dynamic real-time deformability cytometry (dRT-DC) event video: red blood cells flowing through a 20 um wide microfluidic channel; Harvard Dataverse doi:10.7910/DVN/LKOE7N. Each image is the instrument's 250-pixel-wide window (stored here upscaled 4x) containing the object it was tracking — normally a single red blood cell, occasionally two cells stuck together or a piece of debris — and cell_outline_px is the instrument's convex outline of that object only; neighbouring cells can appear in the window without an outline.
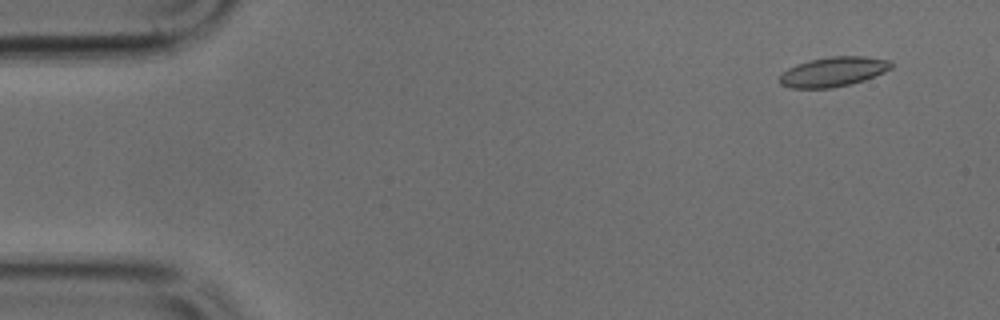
{"species": "common noctule bat (a hibernating species)", "species_latin": "Nyctalus noctula", "temperature_condition": "cold", "stored_images_in_passage": 15, "camera_frame_rate_fps": 3000, "um_per_image_px": 0.085, "animal": {"sex": "male", "body_mass_g": 17.9, "forearm_length_mm": 54.2}, "frame": {"image": 1, "passage_image": 4, "time_ms": 1.0, "image_size_px": [1000, 320], "cell_outline_px": [[892, 68], [884, 72], [864, 80], [832, 88], [792, 88], [780, 84], [780, 72], [796, 64], [812, 60], [832, 56], [864, 56], [892, 60]], "centroid_in_image_um": [70.83, 6.09], "position_along_channel_um": 14.2, "area_um2": 19.25}}